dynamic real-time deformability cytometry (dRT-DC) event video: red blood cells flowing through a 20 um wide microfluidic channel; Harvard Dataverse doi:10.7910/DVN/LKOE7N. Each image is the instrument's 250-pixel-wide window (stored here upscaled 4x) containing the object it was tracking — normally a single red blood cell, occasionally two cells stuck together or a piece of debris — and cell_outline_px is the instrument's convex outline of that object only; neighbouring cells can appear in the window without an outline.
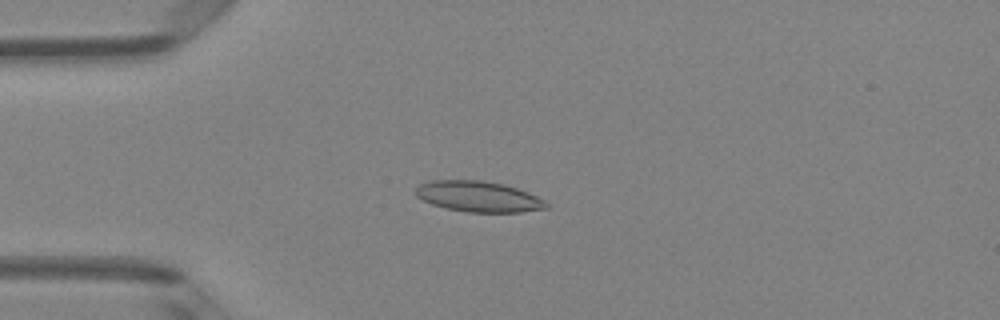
{"species": "Egyptian fruit bat (a non-hibernating species)", "species_latin": "Rousettus aegyptiacus", "temperature_condition": "room temperature", "stored_images_in_passage": 5, "camera_frame_rate_fps": 3000, "um_per_image_px": 0.085, "animal": {"sex": "female"}, "frame": {"image": 1, "passage_image": 4, "time_ms": 3.667, "image_size_px": [1000, 320], "cell_outline_px": [[548, 208], [520, 212], [468, 212], [448, 208], [432, 204], [416, 196], [416, 188], [420, 184], [432, 180], [480, 180], [504, 184], [528, 192], [544, 200], [548, 204]], "centroid_in_image_um": [40.68, 16.7], "position_along_channel_um": 44.3, "area_um2": 23.18}}